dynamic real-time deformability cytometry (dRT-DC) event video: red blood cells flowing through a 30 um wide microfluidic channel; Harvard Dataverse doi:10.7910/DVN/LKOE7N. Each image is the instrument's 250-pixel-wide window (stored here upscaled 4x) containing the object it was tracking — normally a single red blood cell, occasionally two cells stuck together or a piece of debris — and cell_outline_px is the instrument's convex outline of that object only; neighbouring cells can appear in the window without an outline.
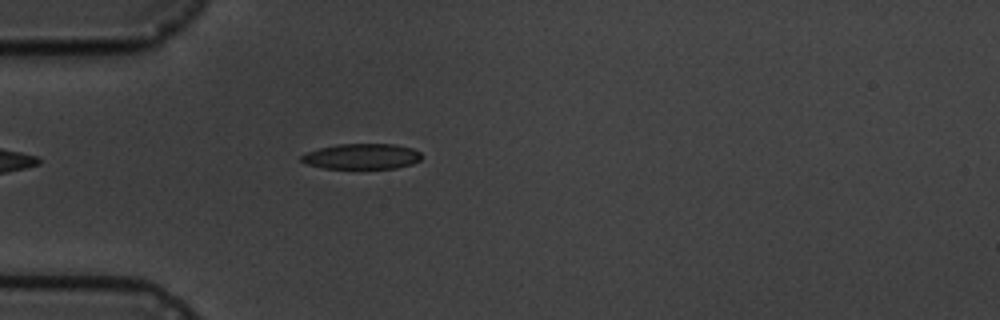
{"species": "common noctule bat (a hibernating species)", "species_latin": "Nyctalus noctula", "temperature_condition": "cold", "stored_images_in_passage": 5, "camera_frame_rate_fps": 3000, "um_per_image_px": 0.085, "animal": {"sex": "male", "body_mass_g": 19.5, "forearm_length_mm": 54.6}, "frame": {"image": 1, "passage_image": 5, "time_ms": 4.667, "image_size_px": [1000, 320], "cell_outline_px": [[420, 160], [412, 164], [396, 168], [324, 168], [308, 164], [300, 160], [300, 156], [308, 152], [320, 148], [336, 144], [396, 144], [412, 148], [420, 152]], "centroid_in_image_um": [30.77, 13.29], "position_along_channel_um": 54.2, "area_um2": 17.74}}